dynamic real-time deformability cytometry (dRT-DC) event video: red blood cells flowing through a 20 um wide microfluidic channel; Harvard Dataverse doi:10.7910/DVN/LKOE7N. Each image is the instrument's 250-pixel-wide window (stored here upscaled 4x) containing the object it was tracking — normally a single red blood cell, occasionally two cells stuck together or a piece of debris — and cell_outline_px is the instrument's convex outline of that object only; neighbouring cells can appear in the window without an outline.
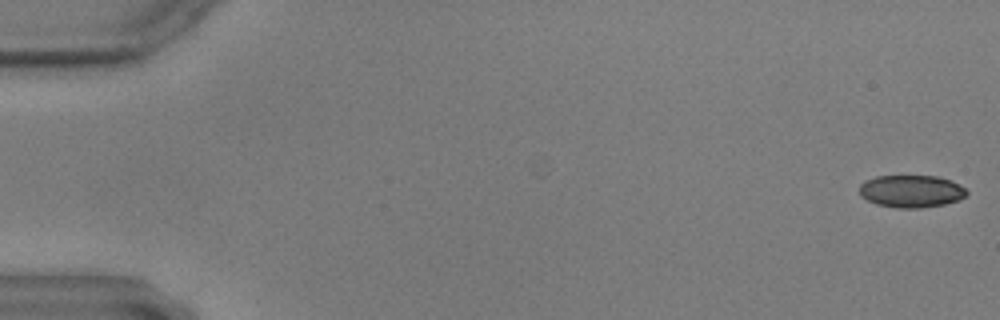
{"species": "common noctule bat (a hibernating species)", "species_latin": "Nyctalus noctula", "temperature_condition": "warm", "stored_images_in_passage": 55, "camera_frame_rate_fps": 3000, "um_per_image_px": 0.085, "animal": {"sex": "male", "body_mass_g": 17.9, "forearm_length_mm": 54.2}, "frame": {"image": 1, "passage_image": 1, "time_ms": 0.0, "image_size_px": [1000, 320], "cell_outline_px": [[968, 192], [960, 200], [944, 204], [920, 208], [896, 208], [876, 204], [860, 196], [860, 184], [864, 180], [876, 176], [936, 176], [948, 180], [964, 188]], "centroid_in_image_um": [77.41, 16.26], "position_along_channel_um": 7.6, "area_um2": 20.17}}
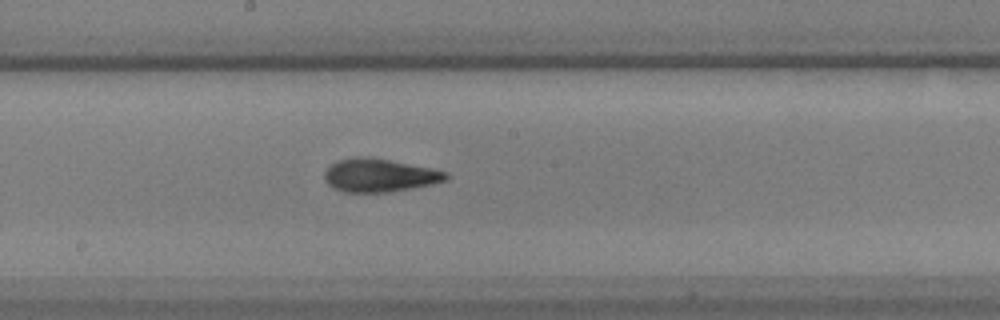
{"frame": {"image": 2, "passage_image": 32, "time_ms": 10.333, "image_size_px": [1000, 320], "cell_outline_px": [[448, 180], [432, 184], [388, 192], [344, 192], [332, 188], [324, 180], [324, 172], [336, 160], [356, 156], [364, 156], [388, 160], [432, 168], [448, 172]], "centroid_in_image_um": [32.23, 14.9], "position_along_channel_um": 216.0, "area_um2": 23.52}}
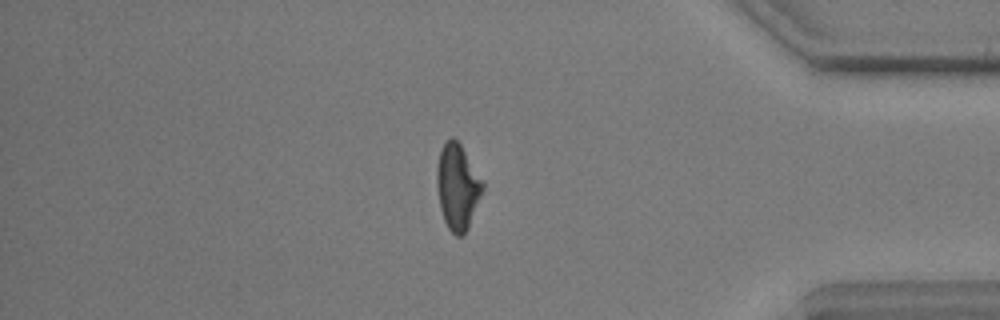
{"frame": {"image": 3, "passage_image": 50, "time_ms": 16.333, "image_size_px": [1000, 320], "cell_outline_px": [[484, 188], [468, 228], [464, 236], [456, 236], [448, 228], [444, 220], [440, 208], [436, 184], [436, 168], [440, 148], [452, 136], [460, 144], [484, 180]], "centroid_in_image_um": [38.89, 15.87], "position_along_channel_um": 396.3, "area_um2": 23.06}}